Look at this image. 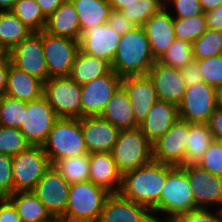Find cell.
Wrapping results in <instances>:
<instances>
[{"mask_svg":"<svg viewBox=\"0 0 222 222\" xmlns=\"http://www.w3.org/2000/svg\"><path fill=\"white\" fill-rule=\"evenodd\" d=\"M100 116L120 130L139 127L135 121L128 93L122 85L105 105Z\"/></svg>","mask_w":222,"mask_h":222,"instance_id":"cell-27","label":"cell"},{"mask_svg":"<svg viewBox=\"0 0 222 222\" xmlns=\"http://www.w3.org/2000/svg\"><path fill=\"white\" fill-rule=\"evenodd\" d=\"M122 86L128 93L135 121L139 125L158 100L155 87L148 75L123 77Z\"/></svg>","mask_w":222,"mask_h":222,"instance_id":"cell-21","label":"cell"},{"mask_svg":"<svg viewBox=\"0 0 222 222\" xmlns=\"http://www.w3.org/2000/svg\"><path fill=\"white\" fill-rule=\"evenodd\" d=\"M18 0H0V11L11 10Z\"/></svg>","mask_w":222,"mask_h":222,"instance_id":"cell-56","label":"cell"},{"mask_svg":"<svg viewBox=\"0 0 222 222\" xmlns=\"http://www.w3.org/2000/svg\"><path fill=\"white\" fill-rule=\"evenodd\" d=\"M111 154L123 175L153 160L152 142L139 128L120 130Z\"/></svg>","mask_w":222,"mask_h":222,"instance_id":"cell-5","label":"cell"},{"mask_svg":"<svg viewBox=\"0 0 222 222\" xmlns=\"http://www.w3.org/2000/svg\"><path fill=\"white\" fill-rule=\"evenodd\" d=\"M0 222H22L13 203L7 197L0 199Z\"/></svg>","mask_w":222,"mask_h":222,"instance_id":"cell-48","label":"cell"},{"mask_svg":"<svg viewBox=\"0 0 222 222\" xmlns=\"http://www.w3.org/2000/svg\"><path fill=\"white\" fill-rule=\"evenodd\" d=\"M176 166L155 160L126 172L122 177L119 193L138 204L149 208L156 222H163L160 214V196L168 174ZM158 213V214H157Z\"/></svg>","mask_w":222,"mask_h":222,"instance_id":"cell-1","label":"cell"},{"mask_svg":"<svg viewBox=\"0 0 222 222\" xmlns=\"http://www.w3.org/2000/svg\"><path fill=\"white\" fill-rule=\"evenodd\" d=\"M77 11L81 34L93 26L107 23L112 11L108 0H70Z\"/></svg>","mask_w":222,"mask_h":222,"instance_id":"cell-30","label":"cell"},{"mask_svg":"<svg viewBox=\"0 0 222 222\" xmlns=\"http://www.w3.org/2000/svg\"><path fill=\"white\" fill-rule=\"evenodd\" d=\"M167 222H222V209H196L173 216Z\"/></svg>","mask_w":222,"mask_h":222,"instance_id":"cell-44","label":"cell"},{"mask_svg":"<svg viewBox=\"0 0 222 222\" xmlns=\"http://www.w3.org/2000/svg\"><path fill=\"white\" fill-rule=\"evenodd\" d=\"M150 43L152 55L158 60L176 39L174 17L164 8L152 15L143 25Z\"/></svg>","mask_w":222,"mask_h":222,"instance_id":"cell-22","label":"cell"},{"mask_svg":"<svg viewBox=\"0 0 222 222\" xmlns=\"http://www.w3.org/2000/svg\"><path fill=\"white\" fill-rule=\"evenodd\" d=\"M45 32L54 36L80 40L81 28L74 5L70 0L65 2L47 17Z\"/></svg>","mask_w":222,"mask_h":222,"instance_id":"cell-26","label":"cell"},{"mask_svg":"<svg viewBox=\"0 0 222 222\" xmlns=\"http://www.w3.org/2000/svg\"><path fill=\"white\" fill-rule=\"evenodd\" d=\"M187 174L197 209H222V177L198 165L180 166ZM218 206V207H217Z\"/></svg>","mask_w":222,"mask_h":222,"instance_id":"cell-12","label":"cell"},{"mask_svg":"<svg viewBox=\"0 0 222 222\" xmlns=\"http://www.w3.org/2000/svg\"><path fill=\"white\" fill-rule=\"evenodd\" d=\"M89 180L110 193H119L122 173L110 152L89 153Z\"/></svg>","mask_w":222,"mask_h":222,"instance_id":"cell-23","label":"cell"},{"mask_svg":"<svg viewBox=\"0 0 222 222\" xmlns=\"http://www.w3.org/2000/svg\"><path fill=\"white\" fill-rule=\"evenodd\" d=\"M52 166L69 184L89 180V154L57 160L52 164Z\"/></svg>","mask_w":222,"mask_h":222,"instance_id":"cell-33","label":"cell"},{"mask_svg":"<svg viewBox=\"0 0 222 222\" xmlns=\"http://www.w3.org/2000/svg\"><path fill=\"white\" fill-rule=\"evenodd\" d=\"M178 118V106L157 100L138 128L153 143L167 132Z\"/></svg>","mask_w":222,"mask_h":222,"instance_id":"cell-24","label":"cell"},{"mask_svg":"<svg viewBox=\"0 0 222 222\" xmlns=\"http://www.w3.org/2000/svg\"><path fill=\"white\" fill-rule=\"evenodd\" d=\"M97 222H156L152 211L144 205L111 193Z\"/></svg>","mask_w":222,"mask_h":222,"instance_id":"cell-17","label":"cell"},{"mask_svg":"<svg viewBox=\"0 0 222 222\" xmlns=\"http://www.w3.org/2000/svg\"><path fill=\"white\" fill-rule=\"evenodd\" d=\"M44 82L15 67L10 61L5 96L30 102L43 96Z\"/></svg>","mask_w":222,"mask_h":222,"instance_id":"cell-25","label":"cell"},{"mask_svg":"<svg viewBox=\"0 0 222 222\" xmlns=\"http://www.w3.org/2000/svg\"><path fill=\"white\" fill-rule=\"evenodd\" d=\"M194 60H202L222 54V31L207 29L192 43Z\"/></svg>","mask_w":222,"mask_h":222,"instance_id":"cell-36","label":"cell"},{"mask_svg":"<svg viewBox=\"0 0 222 222\" xmlns=\"http://www.w3.org/2000/svg\"><path fill=\"white\" fill-rule=\"evenodd\" d=\"M42 148L51 165L57 160L88 154L82 134L81 118L60 117Z\"/></svg>","mask_w":222,"mask_h":222,"instance_id":"cell-4","label":"cell"},{"mask_svg":"<svg viewBox=\"0 0 222 222\" xmlns=\"http://www.w3.org/2000/svg\"><path fill=\"white\" fill-rule=\"evenodd\" d=\"M207 27L222 31V5L205 13Z\"/></svg>","mask_w":222,"mask_h":222,"instance_id":"cell-50","label":"cell"},{"mask_svg":"<svg viewBox=\"0 0 222 222\" xmlns=\"http://www.w3.org/2000/svg\"><path fill=\"white\" fill-rule=\"evenodd\" d=\"M70 184L51 165L32 190L51 216L59 221L66 212Z\"/></svg>","mask_w":222,"mask_h":222,"instance_id":"cell-14","label":"cell"},{"mask_svg":"<svg viewBox=\"0 0 222 222\" xmlns=\"http://www.w3.org/2000/svg\"><path fill=\"white\" fill-rule=\"evenodd\" d=\"M24 111H27V102L4 95L0 98V125L20 128Z\"/></svg>","mask_w":222,"mask_h":222,"instance_id":"cell-39","label":"cell"},{"mask_svg":"<svg viewBox=\"0 0 222 222\" xmlns=\"http://www.w3.org/2000/svg\"><path fill=\"white\" fill-rule=\"evenodd\" d=\"M42 44L48 68V79L69 76L79 51V41L68 37L54 36L43 30Z\"/></svg>","mask_w":222,"mask_h":222,"instance_id":"cell-11","label":"cell"},{"mask_svg":"<svg viewBox=\"0 0 222 222\" xmlns=\"http://www.w3.org/2000/svg\"><path fill=\"white\" fill-rule=\"evenodd\" d=\"M107 24L120 35H124L136 27L131 21L127 20L119 10H112L110 12Z\"/></svg>","mask_w":222,"mask_h":222,"instance_id":"cell-46","label":"cell"},{"mask_svg":"<svg viewBox=\"0 0 222 222\" xmlns=\"http://www.w3.org/2000/svg\"><path fill=\"white\" fill-rule=\"evenodd\" d=\"M208 123H190L185 161L181 166L197 165L213 141Z\"/></svg>","mask_w":222,"mask_h":222,"instance_id":"cell-31","label":"cell"},{"mask_svg":"<svg viewBox=\"0 0 222 222\" xmlns=\"http://www.w3.org/2000/svg\"><path fill=\"white\" fill-rule=\"evenodd\" d=\"M179 71L186 87L204 82L196 60H193L183 68L179 69Z\"/></svg>","mask_w":222,"mask_h":222,"instance_id":"cell-47","label":"cell"},{"mask_svg":"<svg viewBox=\"0 0 222 222\" xmlns=\"http://www.w3.org/2000/svg\"><path fill=\"white\" fill-rule=\"evenodd\" d=\"M22 222H56L33 191H19L7 196Z\"/></svg>","mask_w":222,"mask_h":222,"instance_id":"cell-29","label":"cell"},{"mask_svg":"<svg viewBox=\"0 0 222 222\" xmlns=\"http://www.w3.org/2000/svg\"><path fill=\"white\" fill-rule=\"evenodd\" d=\"M10 63H0V98L5 95Z\"/></svg>","mask_w":222,"mask_h":222,"instance_id":"cell-52","label":"cell"},{"mask_svg":"<svg viewBox=\"0 0 222 222\" xmlns=\"http://www.w3.org/2000/svg\"><path fill=\"white\" fill-rule=\"evenodd\" d=\"M204 13L222 5V0H199Z\"/></svg>","mask_w":222,"mask_h":222,"instance_id":"cell-53","label":"cell"},{"mask_svg":"<svg viewBox=\"0 0 222 222\" xmlns=\"http://www.w3.org/2000/svg\"><path fill=\"white\" fill-rule=\"evenodd\" d=\"M155 61L143 26H136L121 35L111 68L122 78L147 75Z\"/></svg>","mask_w":222,"mask_h":222,"instance_id":"cell-2","label":"cell"},{"mask_svg":"<svg viewBox=\"0 0 222 222\" xmlns=\"http://www.w3.org/2000/svg\"><path fill=\"white\" fill-rule=\"evenodd\" d=\"M216 108V88L201 82L186 87L178 113L180 119L190 123H208Z\"/></svg>","mask_w":222,"mask_h":222,"instance_id":"cell-10","label":"cell"},{"mask_svg":"<svg viewBox=\"0 0 222 222\" xmlns=\"http://www.w3.org/2000/svg\"><path fill=\"white\" fill-rule=\"evenodd\" d=\"M214 140L222 141V109L216 108L208 122Z\"/></svg>","mask_w":222,"mask_h":222,"instance_id":"cell-49","label":"cell"},{"mask_svg":"<svg viewBox=\"0 0 222 222\" xmlns=\"http://www.w3.org/2000/svg\"><path fill=\"white\" fill-rule=\"evenodd\" d=\"M43 96L59 117H82L81 86L69 76L50 77L43 84Z\"/></svg>","mask_w":222,"mask_h":222,"instance_id":"cell-7","label":"cell"},{"mask_svg":"<svg viewBox=\"0 0 222 222\" xmlns=\"http://www.w3.org/2000/svg\"><path fill=\"white\" fill-rule=\"evenodd\" d=\"M110 194L90 180L70 184L66 212L59 222H97Z\"/></svg>","mask_w":222,"mask_h":222,"instance_id":"cell-3","label":"cell"},{"mask_svg":"<svg viewBox=\"0 0 222 222\" xmlns=\"http://www.w3.org/2000/svg\"><path fill=\"white\" fill-rule=\"evenodd\" d=\"M11 12L32 32H40L45 29L47 17L36 0H18Z\"/></svg>","mask_w":222,"mask_h":222,"instance_id":"cell-34","label":"cell"},{"mask_svg":"<svg viewBox=\"0 0 222 222\" xmlns=\"http://www.w3.org/2000/svg\"><path fill=\"white\" fill-rule=\"evenodd\" d=\"M152 81L158 100L180 104L186 91V85L182 80L179 69L166 66L155 61L147 73Z\"/></svg>","mask_w":222,"mask_h":222,"instance_id":"cell-20","label":"cell"},{"mask_svg":"<svg viewBox=\"0 0 222 222\" xmlns=\"http://www.w3.org/2000/svg\"><path fill=\"white\" fill-rule=\"evenodd\" d=\"M51 163L42 146H29L12 157L14 192L32 191Z\"/></svg>","mask_w":222,"mask_h":222,"instance_id":"cell-8","label":"cell"},{"mask_svg":"<svg viewBox=\"0 0 222 222\" xmlns=\"http://www.w3.org/2000/svg\"><path fill=\"white\" fill-rule=\"evenodd\" d=\"M121 35L107 23L86 29L80 37L79 49L89 55L112 63L120 43Z\"/></svg>","mask_w":222,"mask_h":222,"instance_id":"cell-19","label":"cell"},{"mask_svg":"<svg viewBox=\"0 0 222 222\" xmlns=\"http://www.w3.org/2000/svg\"><path fill=\"white\" fill-rule=\"evenodd\" d=\"M189 122L178 118L173 126L152 143L153 160L181 166L185 161Z\"/></svg>","mask_w":222,"mask_h":222,"instance_id":"cell-15","label":"cell"},{"mask_svg":"<svg viewBox=\"0 0 222 222\" xmlns=\"http://www.w3.org/2000/svg\"><path fill=\"white\" fill-rule=\"evenodd\" d=\"M165 8L174 18H191L204 14L199 0H165Z\"/></svg>","mask_w":222,"mask_h":222,"instance_id":"cell-43","label":"cell"},{"mask_svg":"<svg viewBox=\"0 0 222 222\" xmlns=\"http://www.w3.org/2000/svg\"><path fill=\"white\" fill-rule=\"evenodd\" d=\"M81 128L89 153L112 152L120 129L101 116L81 117Z\"/></svg>","mask_w":222,"mask_h":222,"instance_id":"cell-18","label":"cell"},{"mask_svg":"<svg viewBox=\"0 0 222 222\" xmlns=\"http://www.w3.org/2000/svg\"><path fill=\"white\" fill-rule=\"evenodd\" d=\"M208 29L205 13L188 18H174V33L176 39L193 43Z\"/></svg>","mask_w":222,"mask_h":222,"instance_id":"cell-37","label":"cell"},{"mask_svg":"<svg viewBox=\"0 0 222 222\" xmlns=\"http://www.w3.org/2000/svg\"><path fill=\"white\" fill-rule=\"evenodd\" d=\"M217 108L222 109V86L216 88Z\"/></svg>","mask_w":222,"mask_h":222,"instance_id":"cell-57","label":"cell"},{"mask_svg":"<svg viewBox=\"0 0 222 222\" xmlns=\"http://www.w3.org/2000/svg\"><path fill=\"white\" fill-rule=\"evenodd\" d=\"M196 209L187 174L180 166H176L168 174L160 196V213L165 217L163 222Z\"/></svg>","mask_w":222,"mask_h":222,"instance_id":"cell-6","label":"cell"},{"mask_svg":"<svg viewBox=\"0 0 222 222\" xmlns=\"http://www.w3.org/2000/svg\"><path fill=\"white\" fill-rule=\"evenodd\" d=\"M203 81L218 88L222 86V54L196 60Z\"/></svg>","mask_w":222,"mask_h":222,"instance_id":"cell-41","label":"cell"},{"mask_svg":"<svg viewBox=\"0 0 222 222\" xmlns=\"http://www.w3.org/2000/svg\"><path fill=\"white\" fill-rule=\"evenodd\" d=\"M193 60L192 43L175 39L157 61L166 66L181 69Z\"/></svg>","mask_w":222,"mask_h":222,"instance_id":"cell-38","label":"cell"},{"mask_svg":"<svg viewBox=\"0 0 222 222\" xmlns=\"http://www.w3.org/2000/svg\"><path fill=\"white\" fill-rule=\"evenodd\" d=\"M9 58L15 67L37 77L43 82L48 80V68L42 44V31L33 32L21 43L16 44L10 50Z\"/></svg>","mask_w":222,"mask_h":222,"instance_id":"cell-13","label":"cell"},{"mask_svg":"<svg viewBox=\"0 0 222 222\" xmlns=\"http://www.w3.org/2000/svg\"><path fill=\"white\" fill-rule=\"evenodd\" d=\"M36 2L40 6L43 14L49 17L65 2V0H36Z\"/></svg>","mask_w":222,"mask_h":222,"instance_id":"cell-51","label":"cell"},{"mask_svg":"<svg viewBox=\"0 0 222 222\" xmlns=\"http://www.w3.org/2000/svg\"><path fill=\"white\" fill-rule=\"evenodd\" d=\"M32 33L11 10L0 11V44L9 51Z\"/></svg>","mask_w":222,"mask_h":222,"instance_id":"cell-32","label":"cell"},{"mask_svg":"<svg viewBox=\"0 0 222 222\" xmlns=\"http://www.w3.org/2000/svg\"><path fill=\"white\" fill-rule=\"evenodd\" d=\"M122 85V77L111 70L81 86L82 117L100 116L105 105Z\"/></svg>","mask_w":222,"mask_h":222,"instance_id":"cell-16","label":"cell"},{"mask_svg":"<svg viewBox=\"0 0 222 222\" xmlns=\"http://www.w3.org/2000/svg\"><path fill=\"white\" fill-rule=\"evenodd\" d=\"M60 117L48 104L44 96L27 102L20 131L31 146H42Z\"/></svg>","mask_w":222,"mask_h":222,"instance_id":"cell-9","label":"cell"},{"mask_svg":"<svg viewBox=\"0 0 222 222\" xmlns=\"http://www.w3.org/2000/svg\"><path fill=\"white\" fill-rule=\"evenodd\" d=\"M111 70V63L107 60L86 54L79 49L69 77L83 86L95 78L108 74Z\"/></svg>","mask_w":222,"mask_h":222,"instance_id":"cell-28","label":"cell"},{"mask_svg":"<svg viewBox=\"0 0 222 222\" xmlns=\"http://www.w3.org/2000/svg\"><path fill=\"white\" fill-rule=\"evenodd\" d=\"M164 8L165 0H137L120 11L135 26H143L152 15L160 13Z\"/></svg>","mask_w":222,"mask_h":222,"instance_id":"cell-35","label":"cell"},{"mask_svg":"<svg viewBox=\"0 0 222 222\" xmlns=\"http://www.w3.org/2000/svg\"><path fill=\"white\" fill-rule=\"evenodd\" d=\"M29 146L19 128L0 125V153L13 157Z\"/></svg>","mask_w":222,"mask_h":222,"instance_id":"cell-40","label":"cell"},{"mask_svg":"<svg viewBox=\"0 0 222 222\" xmlns=\"http://www.w3.org/2000/svg\"><path fill=\"white\" fill-rule=\"evenodd\" d=\"M197 165L222 177V141L213 140Z\"/></svg>","mask_w":222,"mask_h":222,"instance_id":"cell-42","label":"cell"},{"mask_svg":"<svg viewBox=\"0 0 222 222\" xmlns=\"http://www.w3.org/2000/svg\"><path fill=\"white\" fill-rule=\"evenodd\" d=\"M135 1L137 0H108L112 10H119V11L125 8L128 4H131L132 2Z\"/></svg>","mask_w":222,"mask_h":222,"instance_id":"cell-54","label":"cell"},{"mask_svg":"<svg viewBox=\"0 0 222 222\" xmlns=\"http://www.w3.org/2000/svg\"><path fill=\"white\" fill-rule=\"evenodd\" d=\"M13 193L12 157L0 153V194L7 197Z\"/></svg>","mask_w":222,"mask_h":222,"instance_id":"cell-45","label":"cell"},{"mask_svg":"<svg viewBox=\"0 0 222 222\" xmlns=\"http://www.w3.org/2000/svg\"><path fill=\"white\" fill-rule=\"evenodd\" d=\"M10 51L0 44V63H10Z\"/></svg>","mask_w":222,"mask_h":222,"instance_id":"cell-55","label":"cell"}]
</instances>
